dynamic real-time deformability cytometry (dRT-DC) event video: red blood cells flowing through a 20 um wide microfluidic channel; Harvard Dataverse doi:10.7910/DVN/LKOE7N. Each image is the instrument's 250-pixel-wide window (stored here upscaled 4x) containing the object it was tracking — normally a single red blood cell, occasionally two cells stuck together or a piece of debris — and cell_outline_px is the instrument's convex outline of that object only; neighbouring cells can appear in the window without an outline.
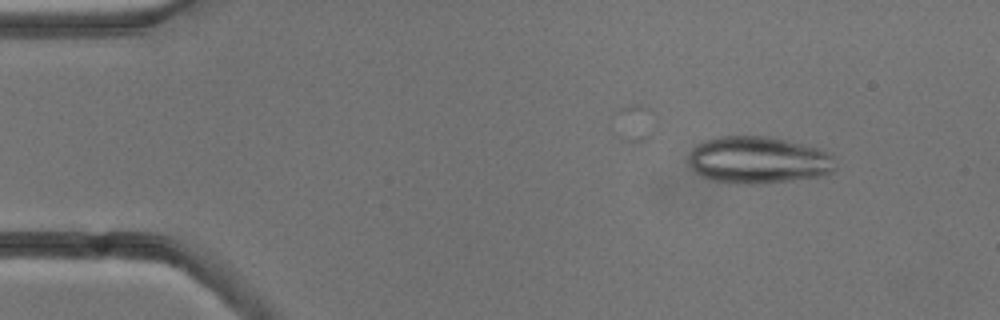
{"species": "common noctule bat (a hibernating species)", "species_latin": "Nyctalus noctula", "temperature_condition": "cold", "stored_images_in_passage": 4, "camera_frame_rate_fps": 3000, "um_per_image_px": 0.085, "animal": {"sex": "male", "body_mass_g": 13.3}, "frame": {"image": 1, "passage_image": 1, "time_ms": 0.0, "image_size_px": [1000, 320], "cell_outline_px": [[836, 168], [832, 172], [820, 176], [792, 180], [756, 184], [744, 184], [712, 180], [700, 176], [688, 164], [688, 160], [692, 148], [704, 140], [716, 136], [764, 136], [784, 140], [820, 148], [828, 152], [832, 156]], "centroid_in_image_um": [64.43, 13.6], "position_along_channel_um": 20.6, "area_um2": 40.29}}